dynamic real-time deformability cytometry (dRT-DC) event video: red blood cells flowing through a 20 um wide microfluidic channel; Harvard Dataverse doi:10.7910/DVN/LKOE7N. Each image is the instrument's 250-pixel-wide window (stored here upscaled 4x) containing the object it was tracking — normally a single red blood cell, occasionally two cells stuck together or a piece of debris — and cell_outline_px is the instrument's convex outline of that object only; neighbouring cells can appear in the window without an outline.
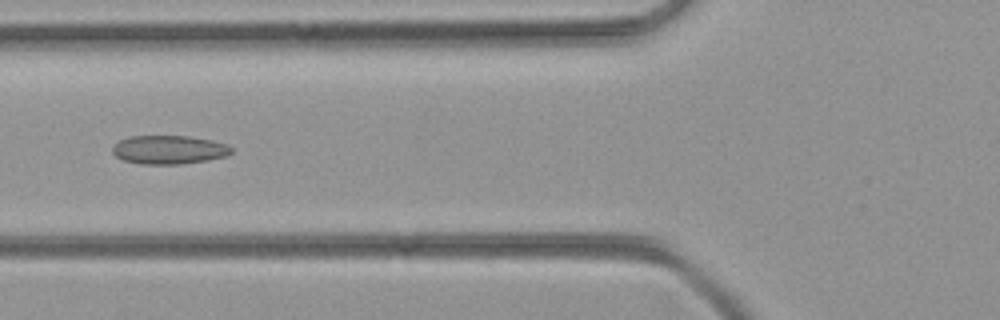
{"species": "common noctule bat (a hibernating species)", "species_latin": "Nyctalus noctula", "temperature_condition": "room temperature", "stored_images_in_passage": 40, "camera_frame_rate_fps": 3000, "um_per_image_px": 0.085, "animal": {"sex": "female", "body_mass_g": 21.9}, "frame": {"image": 1, "passage_image": 8, "time_ms": 2.333, "image_size_px": [1000, 320], "cell_outline_px": [[232, 152], [228, 156], [208, 160], [180, 164], [140, 164], [124, 160], [116, 156], [112, 152], [112, 148], [120, 140], [128, 136], [188, 136], [212, 140], [228, 144], [232, 148]], "centroid_in_image_um": [14.39, 12.72], "position_along_channel_um": 111.4, "area_um2": 19.94}}
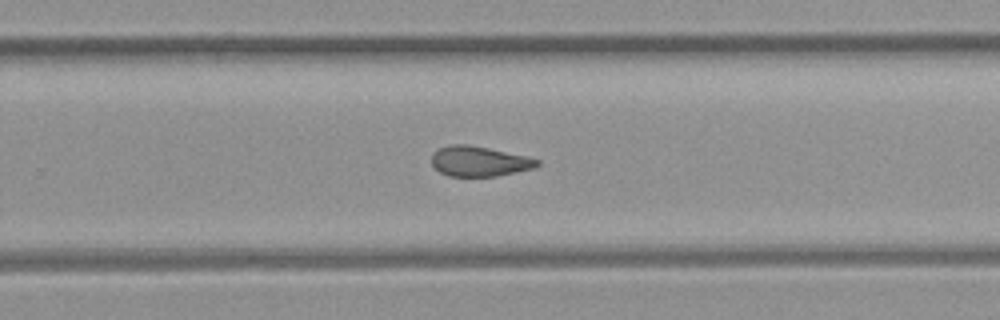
{"frame": {"image": 2, "passage_image": 21, "time_ms": 6.667, "image_size_px": [1000, 320], "cell_outline_px": [[540, 164], [536, 168], [496, 176], [448, 176], [440, 172], [432, 164], [432, 152], [448, 144], [468, 144], [528, 156], [540, 160]], "centroid_in_image_um": [40.75, 13.7], "position_along_channel_um": 289.0, "area_um2": 18.67}}
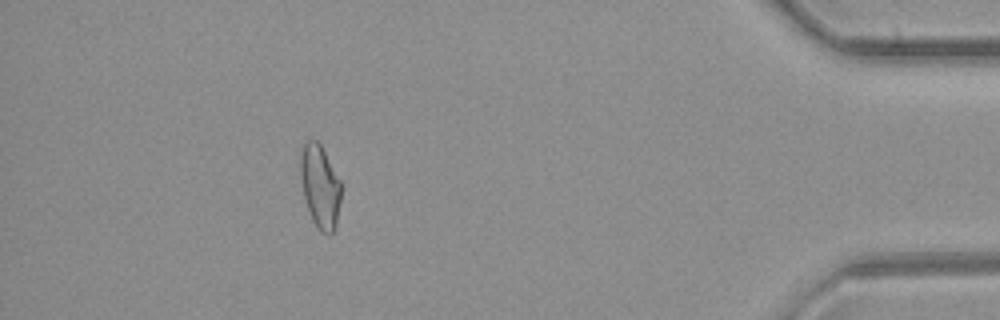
{"frame": {"image": 3, "passage_image": 34, "time_ms": 11.0, "image_size_px": [1000, 320], "cell_outline_px": [[340, 200], [336, 228], [332, 232], [320, 232], [316, 228], [312, 220], [304, 196], [300, 176], [300, 144], [304, 140], [316, 140], [320, 144], [340, 180]], "centroid_in_image_um": [27.17, 15.81], "position_along_channel_um": 408.0, "area_um2": 19.71}}